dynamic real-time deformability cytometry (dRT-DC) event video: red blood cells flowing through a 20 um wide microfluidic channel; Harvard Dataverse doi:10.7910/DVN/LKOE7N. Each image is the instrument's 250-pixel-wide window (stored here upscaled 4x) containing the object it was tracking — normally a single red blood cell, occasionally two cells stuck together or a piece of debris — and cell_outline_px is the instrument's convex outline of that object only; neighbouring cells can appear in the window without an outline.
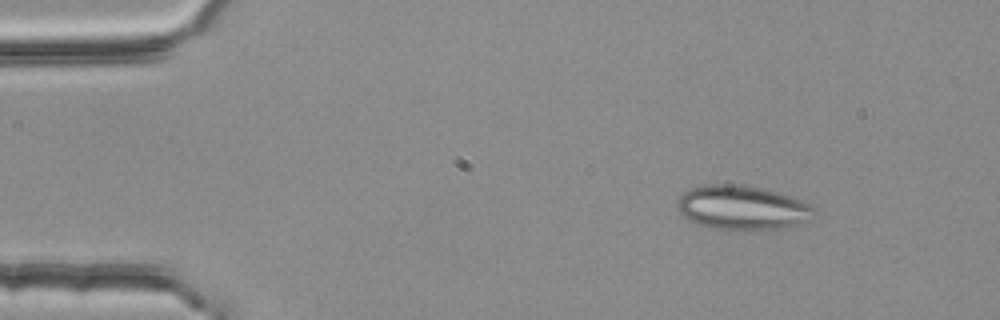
{"species": "common noctule bat (a hibernating species)", "species_latin": "Nyctalus noctula", "temperature_condition": "room temperature", "stored_images_in_passage": 3, "camera_frame_rate_fps": 3000, "um_per_image_px": 0.085, "animal": {"sex": "female", "body_mass_g": 25.1}, "frame": {"image": 1, "passage_image": 1, "time_ms": 0.0, "image_size_px": [1000, 320], "cell_outline_px": [[816, 212], [800, 224], [792, 228], [764, 232], [712, 228], [688, 220], [680, 212], [676, 204], [676, 200], [684, 192], [692, 188], [708, 184], [736, 184], [760, 188], [776, 192], [812, 204], [816, 208]], "centroid_in_image_um": [63.13, 17.69], "position_along_channel_um": 21.9, "area_um2": 35.84}}